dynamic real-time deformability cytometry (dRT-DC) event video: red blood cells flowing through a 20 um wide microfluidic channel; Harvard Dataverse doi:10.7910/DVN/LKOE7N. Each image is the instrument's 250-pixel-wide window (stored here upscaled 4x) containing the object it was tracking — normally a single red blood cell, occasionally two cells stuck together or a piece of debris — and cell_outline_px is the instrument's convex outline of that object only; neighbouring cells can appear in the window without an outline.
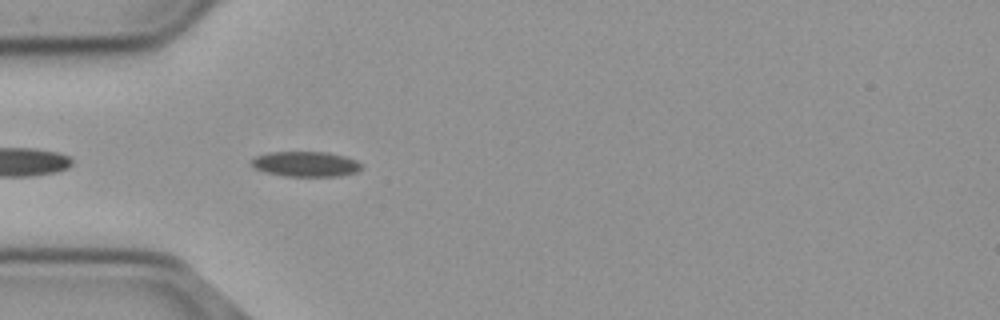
{"species": "common noctule bat (a hibernating species)", "species_latin": "Nyctalus noctula", "temperature_condition": "cold", "stored_images_in_passage": 43, "camera_frame_rate_fps": 3000, "um_per_image_px": 0.085, "animal": {"sex": "male", "body_mass_g": 23.1, "forearm_length_mm": 52.7}, "frame": {"image": 1, "passage_image": 4, "time_ms": 1.0, "image_size_px": [1000, 320], "cell_outline_px": [[364, 168], [356, 172], [336, 176], [284, 176], [264, 172], [256, 168], [252, 164], [252, 160], [256, 156], [268, 152], [328, 152], [344, 156], [356, 160], [364, 164]], "centroid_in_image_um": [26.03, 13.94], "position_along_channel_um": 59.0, "area_um2": 16.18}}
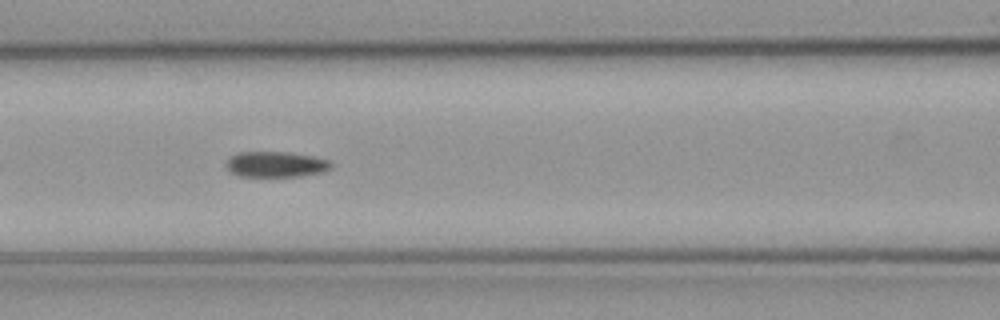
{"frame": {"image": 2, "passage_image": 11, "time_ms": 3.333, "image_size_px": [1000, 320], "cell_outline_px": [[332, 168], [324, 172], [300, 176], [240, 176], [232, 172], [224, 164], [232, 156], [240, 152], [288, 152], [312, 156], [328, 160], [332, 164]], "centroid_in_image_um": [23.48, 13.97], "position_along_channel_um": 143.1, "area_um2": 15.55}}
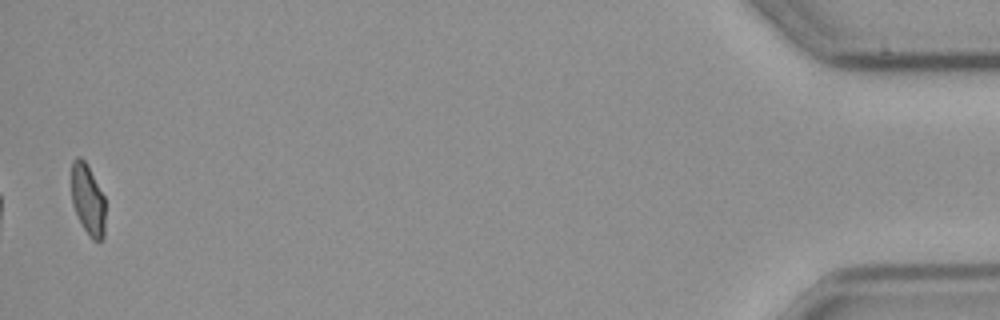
{"frame": {"image": 3, "passage_image": 42, "time_ms": 13.667, "image_size_px": [1000, 320], "cell_outline_px": [[104, 236], [100, 240], [92, 240], [88, 236], [72, 204], [72, 160], [76, 156], [80, 156], [88, 164], [104, 196]], "centroid_in_image_um": [7.46, 16.93], "position_along_channel_um": 427.7, "area_um2": 13.93}, "authors_computed_cell_mechanics": {"area_um2": 15.895, "velocity_mm_per_s": 3.6993, "shape_relaxation_time_tau1_ms": null, "shape_relaxation_time_tau2_ms": 2.1688, "deformation_change_tau1": null, "deformation_change_tau2": 0.0545}}